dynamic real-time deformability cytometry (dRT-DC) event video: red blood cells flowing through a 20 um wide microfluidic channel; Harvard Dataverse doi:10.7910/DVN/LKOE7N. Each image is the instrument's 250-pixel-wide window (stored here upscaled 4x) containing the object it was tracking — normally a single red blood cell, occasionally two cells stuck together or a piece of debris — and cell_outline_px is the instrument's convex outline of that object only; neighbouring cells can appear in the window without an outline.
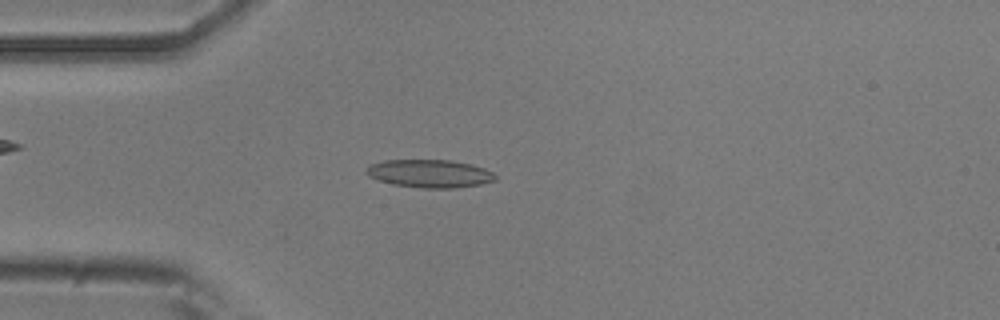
{"species": "common noctule bat (a hibernating species)", "species_latin": "Nyctalus noctula", "temperature_condition": "room temperature", "stored_images_in_passage": 52, "camera_frame_rate_fps": 3000, "um_per_image_px": 0.085, "animal": {"sex": "male", "body_mass_g": 20.5, "forearm_length_mm": 52.5}, "frame": {"image": 1, "passage_image": 13, "time_ms": 4.0, "image_size_px": [1000, 320], "cell_outline_px": [[496, 180], [480, 184], [456, 188], [420, 188], [392, 184], [368, 176], [364, 172], [364, 168], [368, 164], [384, 160], [452, 160], [472, 164], [484, 168], [492, 172], [496, 176]], "centroid_in_image_um": [36.48, 14.75], "position_along_channel_um": 48.5, "area_um2": 21.27}}
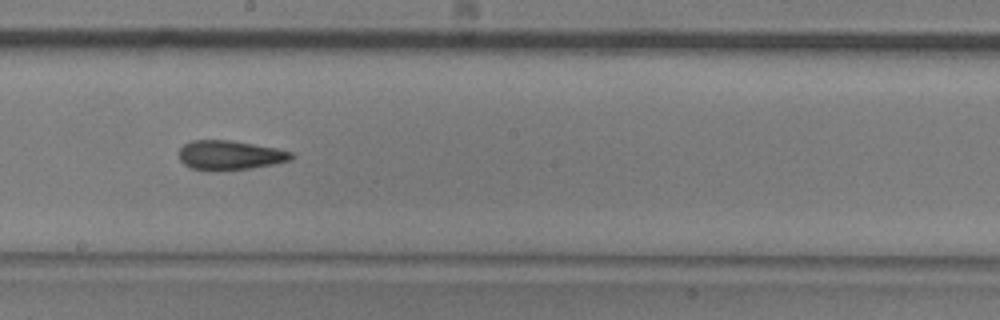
{"frame": {"image": 2, "passage_image": 28, "time_ms": 9.0, "image_size_px": [1000, 320], "cell_outline_px": [[296, 156], [292, 160], [252, 168], [192, 168], [184, 164], [180, 160], [180, 148], [184, 144], [192, 140], [228, 140], [276, 148], [292, 152]], "centroid_in_image_um": [19.59, 13.15], "position_along_channel_um": 228.6, "area_um2": 18.5}}
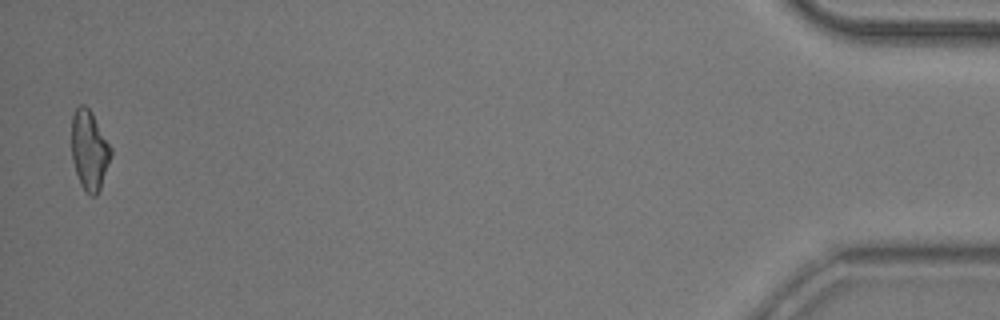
{"frame": {"image": 3, "passage_image": 51, "time_ms": 16.667, "image_size_px": [1000, 320], "cell_outline_px": [[112, 156], [100, 188], [96, 196], [88, 196], [80, 184], [72, 160], [72, 116], [76, 108], [80, 104], [84, 104], [92, 112], [112, 148]], "centroid_in_image_um": [7.6, 12.78], "position_along_channel_um": 427.6, "area_um2": 18.38}}